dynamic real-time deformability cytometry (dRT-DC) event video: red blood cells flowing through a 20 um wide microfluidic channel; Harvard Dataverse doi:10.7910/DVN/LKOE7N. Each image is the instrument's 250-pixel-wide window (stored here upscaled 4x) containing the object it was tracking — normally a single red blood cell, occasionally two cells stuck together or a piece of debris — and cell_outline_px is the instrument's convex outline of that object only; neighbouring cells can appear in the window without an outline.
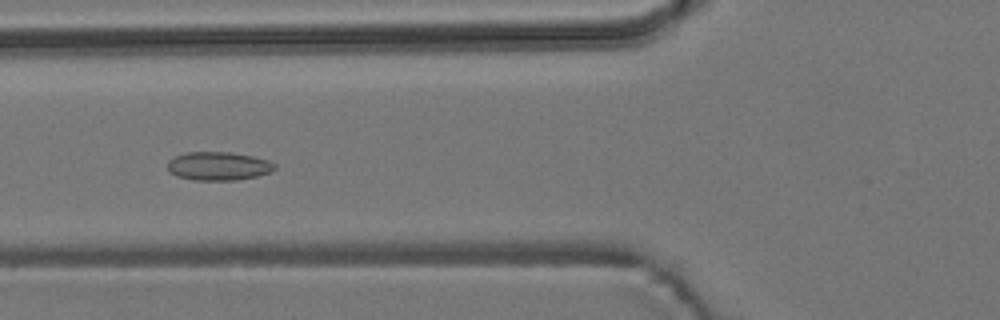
{"species": "common noctule bat (a hibernating species)", "species_latin": "Nyctalus noctula", "temperature_condition": "room temperature", "stored_images_in_passage": 55, "camera_frame_rate_fps": 3000, "um_per_image_px": 0.085, "animal": {"sex": "male", "body_mass_g": 19.2, "forearm_length_mm": 51.8}, "frame": {"image": 1, "passage_image": 21, "time_ms": 6.667, "image_size_px": [1000, 320], "cell_outline_px": [[276, 168], [268, 172], [256, 176], [236, 180], [192, 180], [176, 176], [168, 172], [168, 160], [176, 156], [188, 152], [232, 152], [252, 156], [268, 160], [276, 164]], "centroid_in_image_um": [18.54, 14.12], "position_along_channel_um": 107.3, "area_um2": 17.8}}
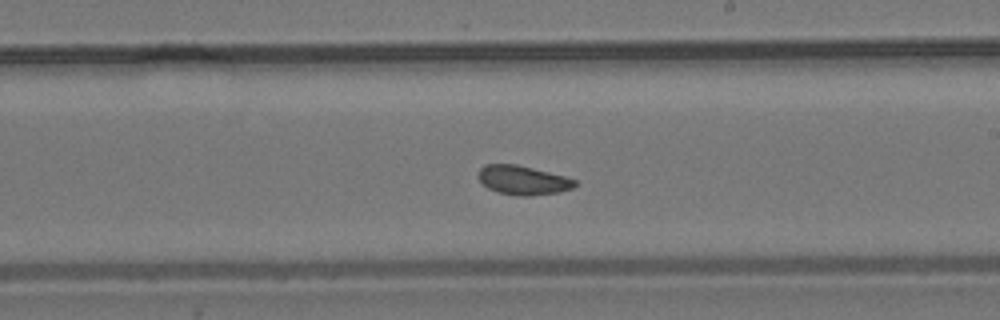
{"frame": {"image": 2, "passage_image": 32, "time_ms": 10.333, "image_size_px": [1000, 320], "cell_outline_px": [[576, 184], [572, 188], [560, 192], [532, 196], [516, 196], [496, 192], [488, 188], [480, 180], [480, 168], [484, 164], [516, 164], [564, 176], [576, 180]], "centroid_in_image_um": [44.45, 15.33], "position_along_channel_um": 244.5, "area_um2": 16.3}}
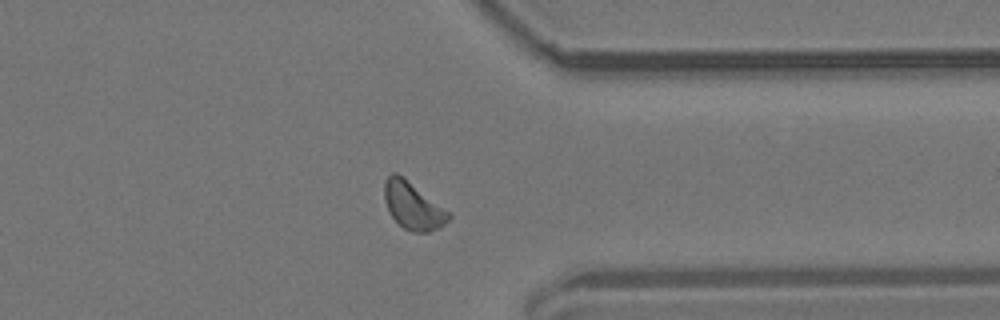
{"frame": {"image": 3, "passage_image": 43, "time_ms": 14.0, "image_size_px": [1000, 320], "cell_outline_px": [[452, 216], [440, 228], [428, 232], [412, 232], [404, 228], [388, 212], [384, 200], [384, 180], [392, 172], [396, 172], [448, 212]], "centroid_in_image_um": [35.05, 17.51], "position_along_channel_um": 376.3, "area_um2": 17.22}, "authors_computed_cell_mechanics": {"area_um2": 16.9932, "velocity_mm_per_s": 3.746, "shape_relaxation_time_tau1_ms": null, "shape_relaxation_time_tau2_ms": 2.0537, "deformation_change_tau1": null, "deformation_change_tau2": 0.065}}